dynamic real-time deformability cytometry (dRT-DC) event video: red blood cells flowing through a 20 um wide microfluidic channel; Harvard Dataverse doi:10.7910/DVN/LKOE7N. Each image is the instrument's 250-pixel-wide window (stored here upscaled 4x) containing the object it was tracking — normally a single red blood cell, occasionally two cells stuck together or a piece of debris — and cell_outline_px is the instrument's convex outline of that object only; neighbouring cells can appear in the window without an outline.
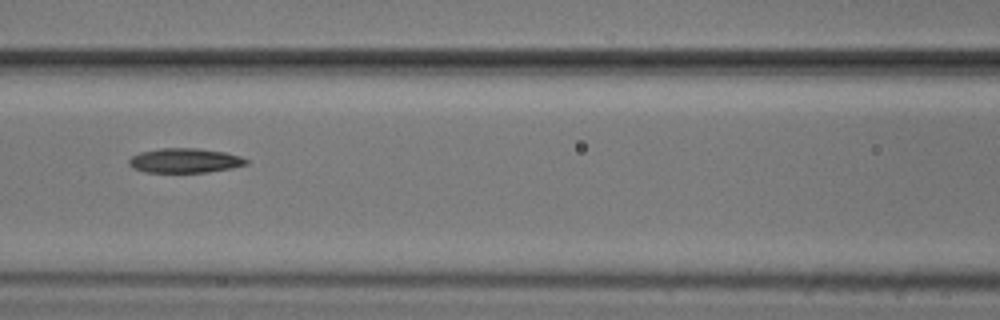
{"species": "common noctule bat (a hibernating species)", "species_latin": "Nyctalus noctula", "temperature_condition": "cold", "stored_images_in_passage": 7, "camera_frame_rate_fps": 3000, "um_per_image_px": 0.085, "animal": {"sex": "male", "body_mass_g": 20.5, "forearm_length_mm": 52.5}, "frame": {"image": 1, "passage_image": 6, "time_ms": 6.667, "image_size_px": [1000, 320], "cell_outline_px": [[248, 164], [232, 168], [208, 172], [144, 172], [132, 168], [128, 164], [128, 160], [132, 156], [140, 152], [160, 148], [196, 148], [224, 152], [240, 156], [248, 160]], "centroid_in_image_um": [15.69, 13.65], "position_along_channel_um": 150.9, "area_um2": 16.82}}
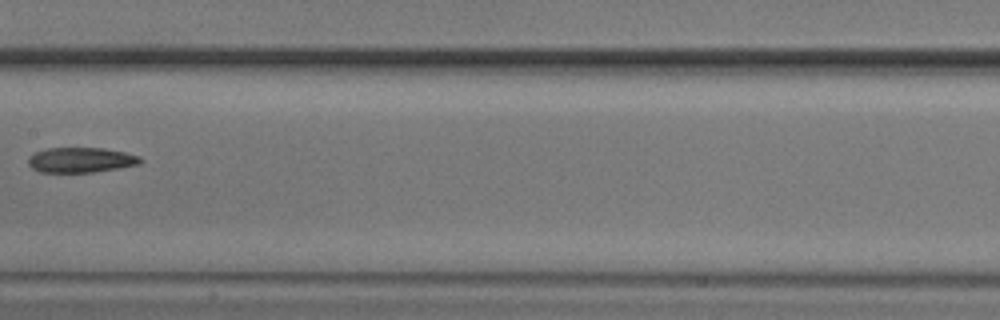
{"frame": {"image": 2, "passage_image": 7, "time_ms": 8.0, "image_size_px": [1000, 320], "cell_outline_px": [[144, 160], [140, 164], [92, 172], [40, 172], [32, 168], [28, 164], [28, 156], [36, 152], [48, 148], [104, 148], [124, 152], [140, 156]], "centroid_in_image_um": [6.87, 13.59], "position_along_channel_um": 200.5, "area_um2": 16.36}}